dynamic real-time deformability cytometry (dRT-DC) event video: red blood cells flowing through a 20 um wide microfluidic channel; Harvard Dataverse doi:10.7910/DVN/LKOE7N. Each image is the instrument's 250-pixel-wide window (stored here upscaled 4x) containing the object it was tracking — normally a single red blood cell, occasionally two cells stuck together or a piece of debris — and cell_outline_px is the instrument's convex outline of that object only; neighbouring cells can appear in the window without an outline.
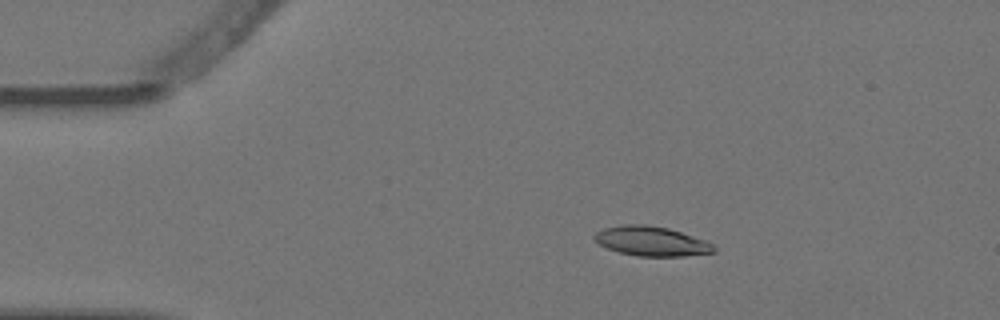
{"species": "Egyptian fruit bat (a non-hibernating species)", "species_latin": "Rousettus aegyptiacus", "temperature_condition": "warm", "stored_images_in_passage": 5, "camera_frame_rate_fps": 3000, "um_per_image_px": 0.085, "animal": {"sex": "female"}, "frame": {"image": 1, "passage_image": 3, "time_ms": 0.667, "image_size_px": [1000, 320], "cell_outline_px": [[716, 252], [684, 256], [636, 256], [620, 252], [608, 248], [600, 244], [592, 236], [596, 232], [604, 228], [624, 224], [644, 224], [668, 228], [704, 240], [712, 244], [716, 248]], "centroid_in_image_um": [55.37, 20.5], "position_along_channel_um": 29.6, "area_um2": 20.4}}
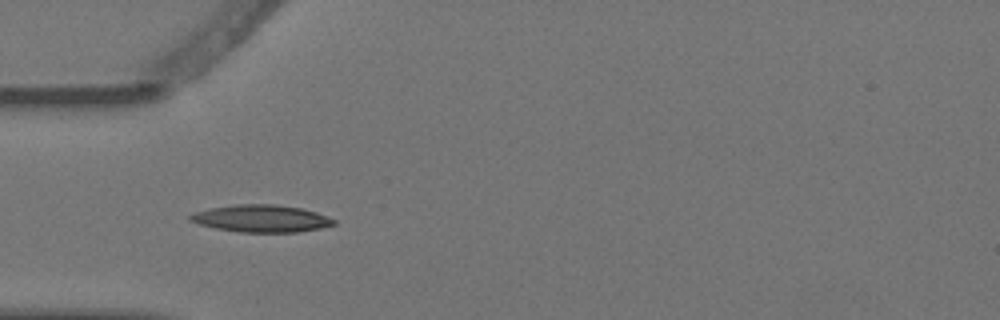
{"frame": {"image": 2, "passage_image": 5, "time_ms": 1.333, "image_size_px": [1000, 320], "cell_outline_px": [[336, 224], [320, 228], [296, 232], [240, 232], [216, 228], [200, 224], [188, 220], [188, 216], [196, 212], [208, 208], [236, 204], [272, 204], [300, 208], [316, 212], [336, 220]], "centroid_in_image_um": [22.2, 18.57], "position_along_channel_um": 62.8, "area_um2": 22.66}}